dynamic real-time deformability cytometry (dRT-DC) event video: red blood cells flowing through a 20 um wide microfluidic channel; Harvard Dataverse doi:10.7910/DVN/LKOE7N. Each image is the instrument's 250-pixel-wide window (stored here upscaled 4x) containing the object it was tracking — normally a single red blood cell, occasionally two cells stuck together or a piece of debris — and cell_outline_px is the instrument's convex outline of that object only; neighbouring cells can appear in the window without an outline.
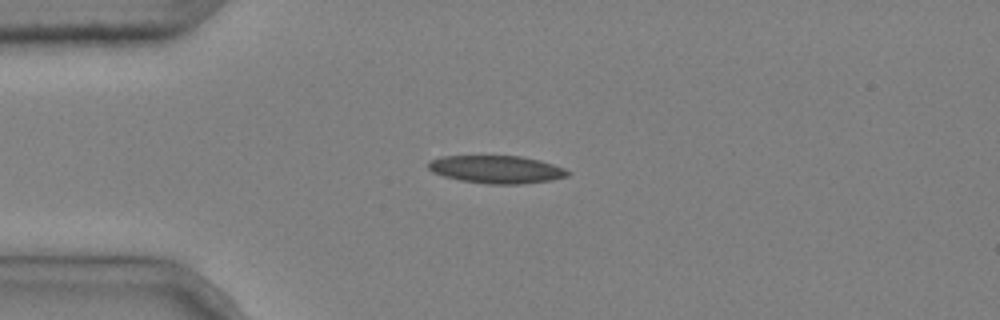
{"species": "common noctule bat (a hibernating species)", "species_latin": "Nyctalus noctula", "temperature_condition": "cold", "stored_images_in_passage": 2, "camera_frame_rate_fps": 3000, "um_per_image_px": 0.085, "animal": {"sex": "male", "body_mass_g": 20.4}, "frame": {"image": 1, "passage_image": 2, "time_ms": 0.333, "image_size_px": [1000, 320], "cell_outline_px": [[572, 172], [568, 176], [552, 180], [520, 184], [488, 184], [460, 180], [444, 176], [432, 172], [428, 168], [428, 164], [432, 160], [444, 156], [520, 156], [540, 160], [564, 168]], "centroid_in_image_um": [42.24, 14.4], "position_along_channel_um": 42.8, "area_um2": 22.48}}